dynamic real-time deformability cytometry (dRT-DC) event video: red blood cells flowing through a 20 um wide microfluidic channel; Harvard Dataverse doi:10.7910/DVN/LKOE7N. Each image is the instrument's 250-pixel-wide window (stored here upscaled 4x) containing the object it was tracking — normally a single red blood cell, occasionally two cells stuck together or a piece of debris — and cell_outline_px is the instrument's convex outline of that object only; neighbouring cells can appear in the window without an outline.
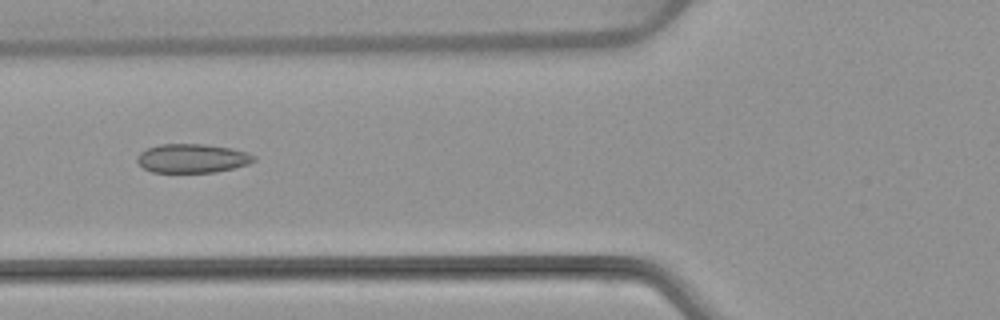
{"species": "common noctule bat (a hibernating species)", "species_latin": "Nyctalus noctula", "temperature_condition": "warm", "stored_images_in_passage": 6, "camera_frame_rate_fps": 3000, "um_per_image_px": 0.085, "animal": {"sex": "female", "body_mass_g": 22.7, "forearm_length_mm": 54.2}, "frame": {"image": 1, "passage_image": 6, "time_ms": 6.333, "image_size_px": [1000, 320], "cell_outline_px": [[256, 160], [248, 164], [216, 172], [152, 172], [144, 168], [136, 160], [136, 156], [140, 152], [148, 148], [160, 144], [204, 144], [232, 148], [248, 152], [256, 156]], "centroid_in_image_um": [16.36, 13.45], "position_along_channel_um": 109.4, "area_um2": 19.71}}